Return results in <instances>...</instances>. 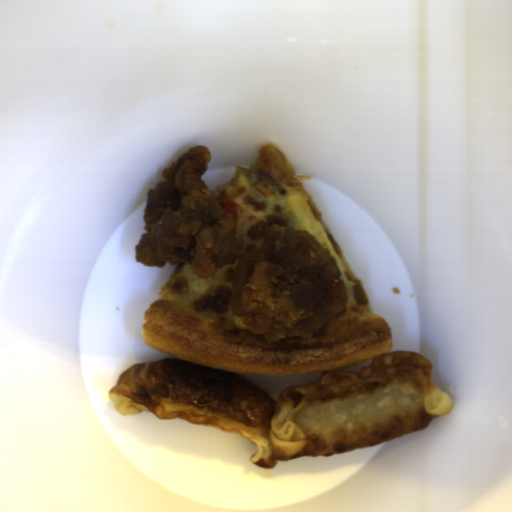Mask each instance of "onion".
I'll use <instances>...</instances> for the list:
<instances>
[{"label": "onion", "mask_w": 512, "mask_h": 512, "mask_svg": "<svg viewBox=\"0 0 512 512\" xmlns=\"http://www.w3.org/2000/svg\"><path fill=\"white\" fill-rule=\"evenodd\" d=\"M253 174H255L257 177H259L261 180H263L264 182L272 185L275 189H277L280 193H283L285 192V188H283L282 186H280L278 184V182L275 180V178L270 175L268 172H264V171H261V170H254L252 172Z\"/></svg>", "instance_id": "06740285"}]
</instances>
